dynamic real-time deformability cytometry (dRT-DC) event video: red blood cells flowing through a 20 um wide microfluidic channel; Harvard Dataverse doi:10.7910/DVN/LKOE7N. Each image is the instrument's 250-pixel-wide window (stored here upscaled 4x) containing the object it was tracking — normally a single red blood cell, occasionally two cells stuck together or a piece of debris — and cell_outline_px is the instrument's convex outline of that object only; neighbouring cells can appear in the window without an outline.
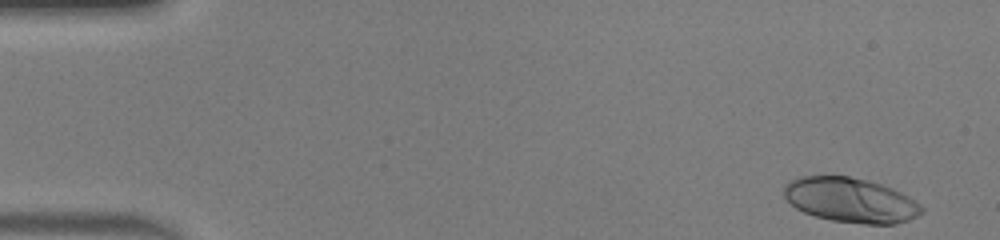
{"species": "human", "species_latin": "Homo sapiens", "temperature_condition": "warm", "stored_images_in_passage": 45, "camera_frame_rate_fps": 3000, "um_per_image_px": 0.085, "donor": {"sex": "male"}, "frame": {"image": 1, "passage_image": 1, "time_ms": 0.0, "image_size_px": [1000, 240], "cell_outline_px": [[924, 212], [908, 220], [896, 224], [864, 224], [832, 220], [816, 216], [804, 212], [796, 208], [784, 196], [784, 184], [788, 180], [800, 176], [848, 176], [868, 180], [892, 188], [908, 196], [920, 204], [924, 208]], "centroid_in_image_um": [72.3, 17.0], "position_along_channel_um": 12.7, "area_um2": 35.89}}
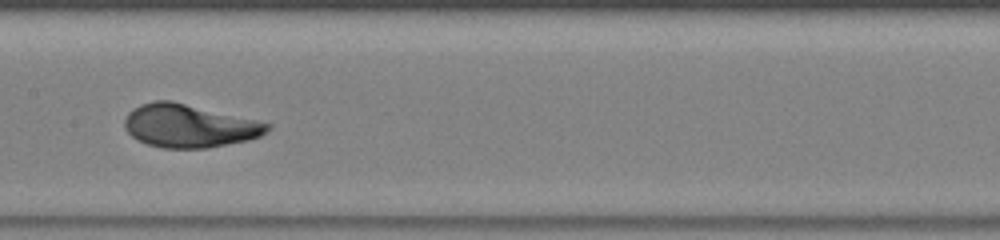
{"frame": {"image": 2, "passage_image": 24, "time_ms": 7.667, "image_size_px": [1000, 240], "cell_outline_px": [[272, 128], [268, 132], [260, 136], [248, 140], [208, 148], [164, 148], [148, 144], [132, 136], [124, 128], [124, 120], [128, 112], [140, 104], [156, 100], [172, 100], [256, 120], [272, 124]], "centroid_in_image_um": [16.09, 10.69], "position_along_channel_um": 191.3, "area_um2": 35.89}}
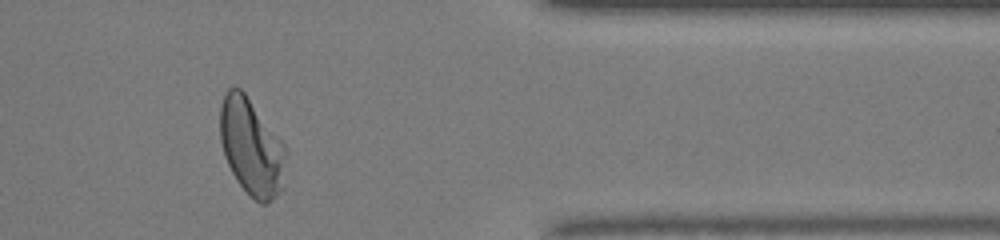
{"frame": {"image": 3, "passage_image": 40, "time_ms": 13.0, "image_size_px": [1000, 240], "cell_outline_px": [[288, 152], [284, 188], [268, 204], [260, 204], [236, 180], [224, 156], [220, 140], [220, 108], [224, 92], [228, 88], [240, 88], [244, 92], [284, 144]], "centroid_in_image_um": [21.4, 12.52], "position_along_channel_um": 390.0, "area_um2": 37.4}, "authors_computed_cell_mechanics": {"area_um2": 35.258, "velocity_mm_per_s": 4.1031, "shape_relaxation_time_tau1_ms": 2.6132, "shape_relaxation_time_tau2_ms": null, "deformation_change_tau1": 0.1907, "deformation_change_tau2": null}}